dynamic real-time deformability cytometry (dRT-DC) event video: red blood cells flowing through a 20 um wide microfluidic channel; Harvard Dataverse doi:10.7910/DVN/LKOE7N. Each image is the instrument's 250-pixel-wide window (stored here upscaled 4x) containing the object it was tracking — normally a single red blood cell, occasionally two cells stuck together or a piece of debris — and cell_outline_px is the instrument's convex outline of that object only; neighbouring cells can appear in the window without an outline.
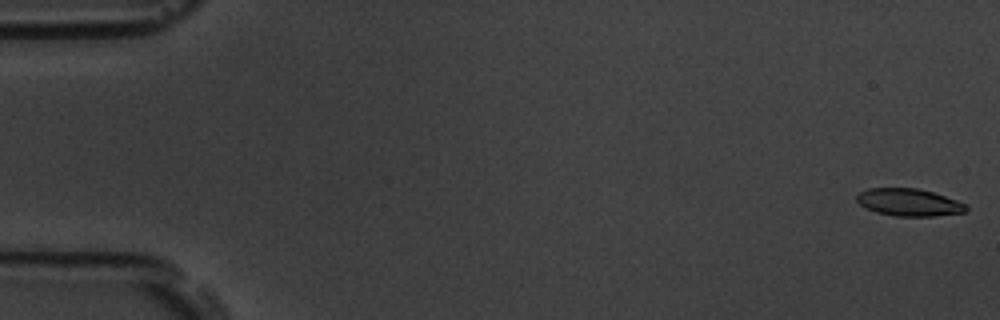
{"species": "common noctule bat (a hibernating species)", "species_latin": "Nyctalus noctula", "temperature_condition": "room temperature", "stored_images_in_passage": 55, "camera_frame_rate_fps": 3000, "um_per_image_px": 0.085, "animal": {"sex": "male", "body_mass_g": 19.5, "forearm_length_mm": 54.6}, "frame": {"image": 1, "passage_image": 1, "time_ms": 0.0, "image_size_px": [1000, 320], "cell_outline_px": [[968, 208], [964, 212], [932, 216], [896, 216], [876, 212], [860, 204], [856, 200], [856, 196], [860, 192], [868, 188], [916, 188], [932, 192], [968, 204]], "centroid_in_image_um": [77.26, 17.19], "position_along_channel_um": 7.7, "area_um2": 17.28}}
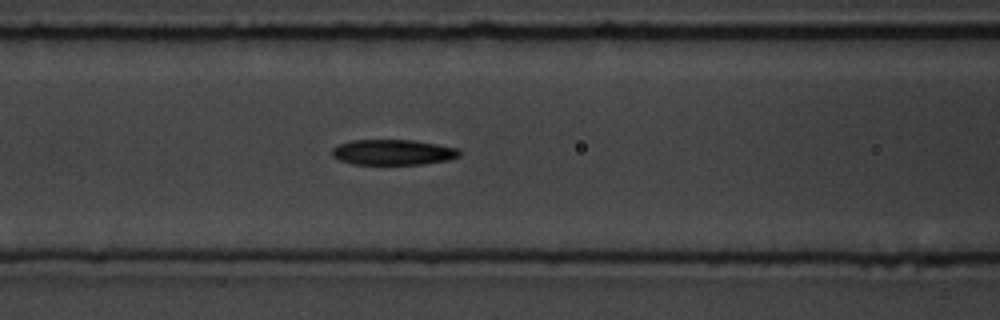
{"frame": {"image": 2, "passage_image": 23, "time_ms": 7.333, "image_size_px": [1000, 320], "cell_outline_px": [[460, 156], [448, 160], [424, 164], [352, 164], [340, 160], [332, 156], [332, 148], [340, 144], [352, 140], [412, 140], [460, 148]], "centroid_in_image_um": [33.42, 12.94], "position_along_channel_um": 133.2, "area_um2": 18.9}}
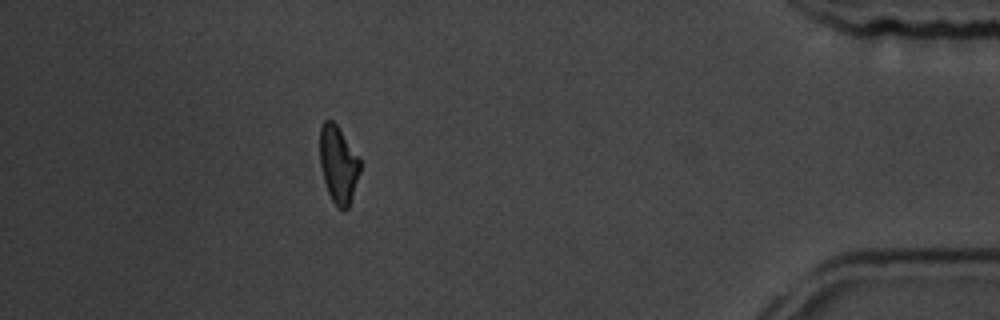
{"frame": {"image": 3, "passage_image": 49, "time_ms": 16.0, "image_size_px": [1000, 320], "cell_outline_px": [[360, 172], [348, 208], [344, 212], [332, 200], [328, 192], [324, 180], [320, 164], [320, 128], [324, 120], [332, 120], [336, 124], [360, 160]], "centroid_in_image_um": [28.74, 13.98], "position_along_channel_um": 406.5, "area_um2": 17.74}, "authors_computed_cell_mechanics": {"area_um2": 18.8428, "velocity_mm_per_s": 3.7343, "shape_relaxation_time_tau1_ms": 3.527, "shape_relaxation_time_tau2_ms": null, "deformation_change_tau1": 0.1405, "deformation_change_tau2": null}}